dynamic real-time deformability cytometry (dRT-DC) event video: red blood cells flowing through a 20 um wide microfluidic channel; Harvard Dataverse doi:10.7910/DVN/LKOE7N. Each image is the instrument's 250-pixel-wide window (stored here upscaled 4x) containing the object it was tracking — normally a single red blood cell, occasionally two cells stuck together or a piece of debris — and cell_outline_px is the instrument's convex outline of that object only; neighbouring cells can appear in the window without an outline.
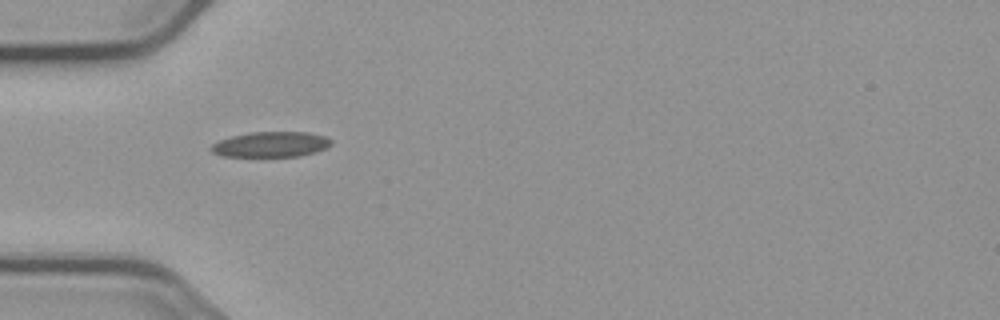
{"species": "common noctule bat (a hibernating species)", "species_latin": "Nyctalus noctula", "temperature_condition": "cold", "stored_images_in_passage": 5, "camera_frame_rate_fps": 3000, "um_per_image_px": 0.085, "animal": {"sex": "male", "body_mass_g": 23.1, "forearm_length_mm": 52.7}, "frame": {"image": 1, "passage_image": 4, "time_ms": 3.667, "image_size_px": [1000, 320], "cell_outline_px": [[332, 144], [316, 152], [300, 156], [220, 156], [212, 152], [208, 148], [212, 144], [220, 140], [232, 136], [252, 132], [308, 132], [324, 136], [332, 140]], "centroid_in_image_um": [23.01, 12.27], "position_along_channel_um": 62.0, "area_um2": 17.69}}
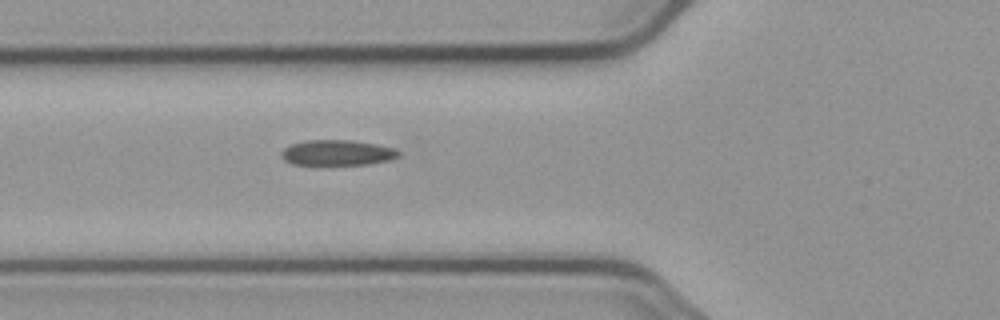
{"frame": {"image": 2, "passage_image": 5, "time_ms": 4.667, "image_size_px": [1000, 320], "cell_outline_px": [[400, 156], [388, 160], [368, 164], [292, 164], [284, 160], [280, 156], [280, 152], [284, 148], [292, 144], [304, 140], [352, 140], [376, 144], [392, 148], [400, 152]], "centroid_in_image_um": [28.63, 12.97], "position_along_channel_um": 97.2, "area_um2": 17.28}}